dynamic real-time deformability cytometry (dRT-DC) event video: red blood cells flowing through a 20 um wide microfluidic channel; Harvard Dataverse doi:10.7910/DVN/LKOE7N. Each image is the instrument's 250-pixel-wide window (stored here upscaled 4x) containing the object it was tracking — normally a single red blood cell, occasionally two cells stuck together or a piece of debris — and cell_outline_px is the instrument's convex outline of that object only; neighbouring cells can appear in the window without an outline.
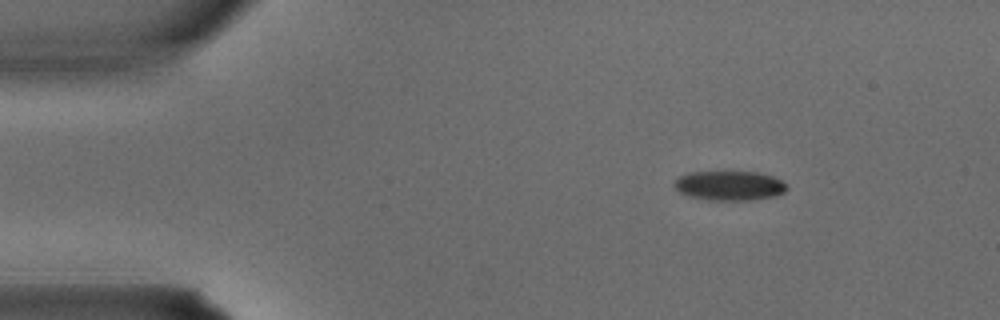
{"species": "common noctule bat (a hibernating species)", "species_latin": "Nyctalus noctula", "temperature_condition": "warm", "stored_images_in_passage": 2, "camera_frame_rate_fps": 3000, "um_per_image_px": 0.085, "animal": {"sex": "male", "body_mass_g": 15.6}, "frame": {"image": 1, "passage_image": 1, "time_ms": 0.0, "image_size_px": [1000, 320], "cell_outline_px": [[788, 188], [784, 192], [776, 196], [752, 200], [708, 200], [688, 196], [680, 192], [672, 184], [680, 176], [688, 172], [756, 172], [772, 176], [788, 184]], "centroid_in_image_um": [62.01, 15.78], "position_along_channel_um": 23.0, "area_um2": 19.42}}